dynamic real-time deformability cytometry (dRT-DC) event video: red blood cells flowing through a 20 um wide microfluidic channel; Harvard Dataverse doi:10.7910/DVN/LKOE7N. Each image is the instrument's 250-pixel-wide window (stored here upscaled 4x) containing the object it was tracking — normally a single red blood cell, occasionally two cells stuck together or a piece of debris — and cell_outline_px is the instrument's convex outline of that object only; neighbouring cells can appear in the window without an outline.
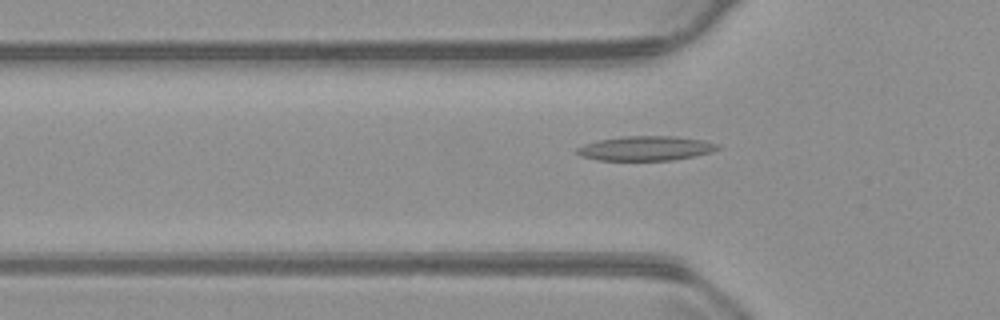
{"species": "common noctule bat (a hibernating species)", "species_latin": "Nyctalus noctula", "temperature_condition": "warm", "stored_images_in_passage": 42, "camera_frame_rate_fps": 3000, "um_per_image_px": 0.085, "animal": {"sex": "male", "body_mass_g": 23.1, "forearm_length_mm": 52.7}, "frame": {"image": 1, "passage_image": 12, "time_ms": 3.667, "image_size_px": [1000, 320], "cell_outline_px": [[720, 148], [712, 152], [672, 160], [600, 160], [580, 156], [576, 152], [576, 148], [584, 144], [596, 140], [624, 136], [672, 136], [704, 140], [720, 144]], "centroid_in_image_um": [54.88, 12.6], "position_along_channel_um": 70.9, "area_um2": 20.11}}
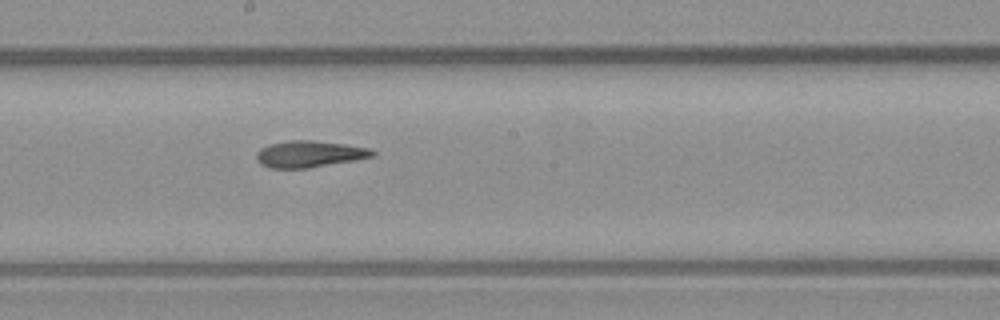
{"frame": {"image": 2, "passage_image": 24, "time_ms": 7.667, "image_size_px": [1000, 320], "cell_outline_px": [[376, 152], [372, 156], [356, 160], [308, 168], [268, 168], [260, 164], [256, 160], [256, 152], [260, 148], [268, 144], [288, 140], [312, 140], [344, 144], [368, 148]], "centroid_in_image_um": [26.23, 13.09], "position_along_channel_um": 222.0, "area_um2": 18.03}}
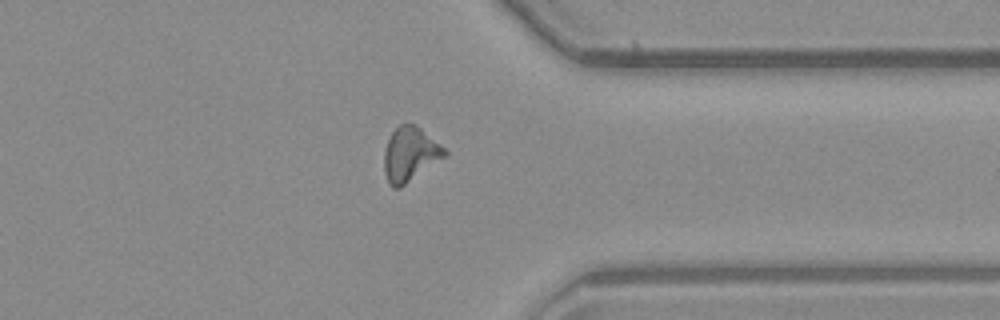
{"frame": {"image": 3, "passage_image": 37, "time_ms": 12.0, "image_size_px": [1000, 320], "cell_outline_px": [[448, 156], [400, 188], [392, 188], [388, 184], [384, 172], [384, 148], [392, 132], [400, 124], [416, 124], [440, 144], [448, 152]], "centroid_in_image_um": [34.86, 13.14], "position_along_channel_um": 376.5, "area_um2": 19.42}, "authors_computed_cell_mechanics": {"area_um2": 18.3515, "velocity_mm_per_s": 3.7358, "shape_relaxation_time_tau1_ms": null, "shape_relaxation_time_tau2_ms": 9.8088, "deformation_change_tau1": null, "deformation_change_tau2": 0.2411}}